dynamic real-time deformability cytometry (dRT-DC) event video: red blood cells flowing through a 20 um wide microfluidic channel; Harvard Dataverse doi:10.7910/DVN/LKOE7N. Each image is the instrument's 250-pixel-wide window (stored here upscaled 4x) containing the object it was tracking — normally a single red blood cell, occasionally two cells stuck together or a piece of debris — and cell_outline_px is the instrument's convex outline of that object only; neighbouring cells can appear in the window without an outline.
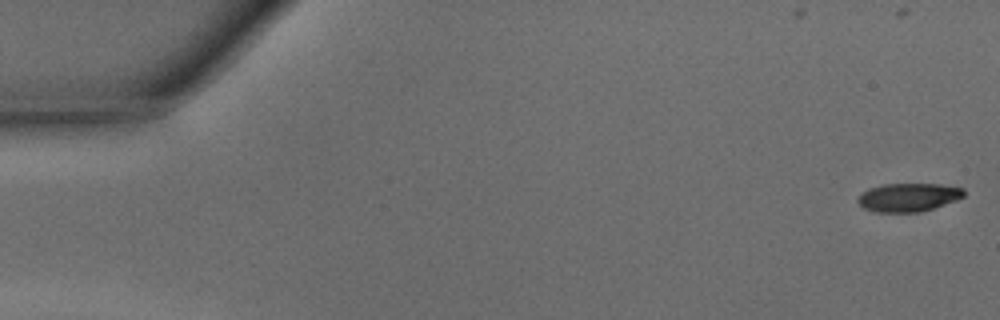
{"species": "common noctule bat (a hibernating species)", "species_latin": "Nyctalus noctula", "temperature_condition": "warm", "stored_images_in_passage": 48, "camera_frame_rate_fps": 3000, "um_per_image_px": 0.085, "animal": {"sex": "male", "body_mass_g": 15.6}, "frame": {"image": 1, "passage_image": 1, "time_ms": 0.0, "image_size_px": [1000, 320], "cell_outline_px": [[964, 196], [956, 200], [920, 212], [872, 212], [864, 208], [856, 200], [868, 188], [884, 184], [940, 184], [964, 188]], "centroid_in_image_um": [77.2, 16.77], "position_along_channel_um": 7.8, "area_um2": 17.46}}
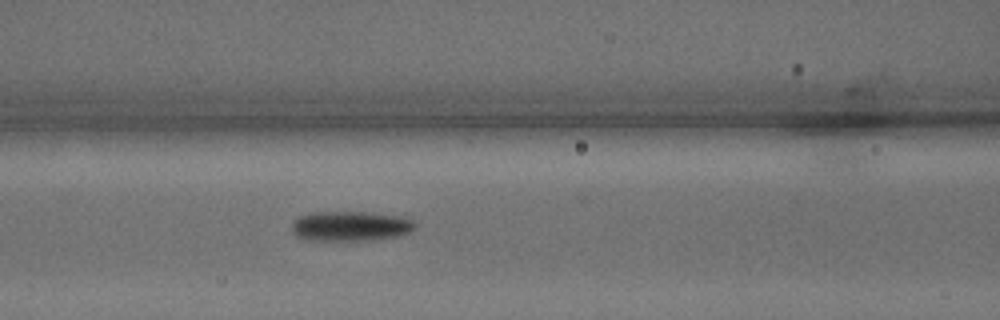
{"frame": {"image": 2, "passage_image": 20, "time_ms": 6.333, "image_size_px": [1000, 320], "cell_outline_px": [[416, 228], [400, 236], [372, 240], [308, 240], [296, 236], [292, 232], [292, 224], [300, 216], [312, 212], [368, 212], [404, 216], [412, 220], [416, 224]], "centroid_in_image_um": [29.83, 19.22], "position_along_channel_um": 136.8, "area_um2": 21.62}}
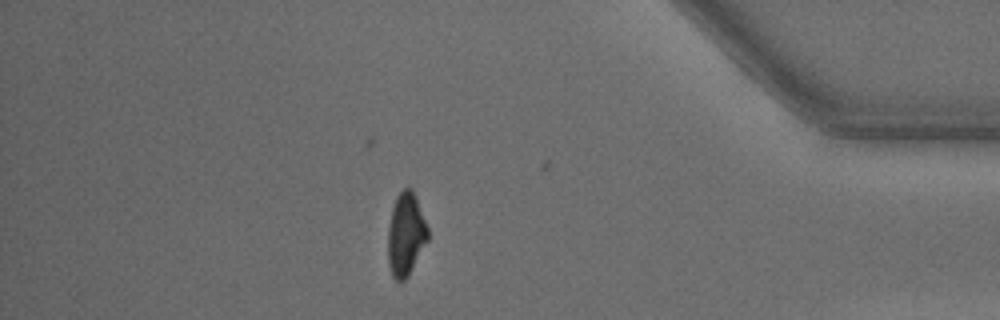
{"frame": {"image": 3, "passage_image": 41, "time_ms": 13.333, "image_size_px": [1000, 320], "cell_outline_px": [[428, 240], [408, 276], [404, 280], [396, 280], [392, 276], [388, 264], [388, 228], [392, 208], [396, 196], [404, 188], [412, 188], [416, 196], [428, 228]], "centroid_in_image_um": [34.49, 19.91], "position_along_channel_um": 400.7, "area_um2": 19.31}, "authors_computed_cell_mechanics": {"area_um2": 19.7965, "velocity_mm_per_s": 4.3066, "shape_relaxation_time_tau1_ms": 2.2919, "shape_relaxation_time_tau2_ms": 7.6025, "deformation_change_tau1": 0.1519, "deformation_change_tau2": 0.1994}}